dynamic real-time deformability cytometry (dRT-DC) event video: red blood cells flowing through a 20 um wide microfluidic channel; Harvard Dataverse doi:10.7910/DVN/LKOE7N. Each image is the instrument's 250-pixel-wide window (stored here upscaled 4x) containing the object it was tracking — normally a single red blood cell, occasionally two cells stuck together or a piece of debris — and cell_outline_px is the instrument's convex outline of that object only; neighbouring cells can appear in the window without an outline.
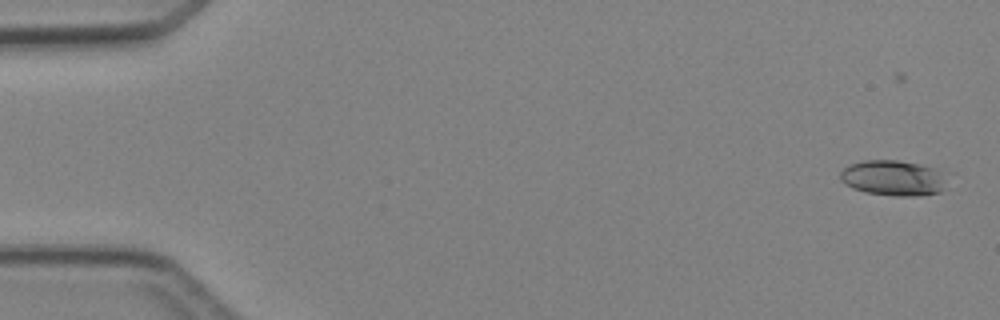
{"species": "Egyptian fruit bat (a non-hibernating species)", "species_latin": "Rousettus aegyptiacus", "temperature_condition": "cold", "stored_images_in_passage": 5, "camera_frame_rate_fps": 3000, "um_per_image_px": 0.085, "animal": {"sex": "female"}, "frame": {"image": 1, "passage_image": 1, "time_ms": 0.0, "image_size_px": [1000, 320], "cell_outline_px": [[944, 188], [940, 192], [920, 196], [896, 196], [864, 192], [852, 188], [844, 184], [840, 180], [840, 172], [848, 164], [864, 160], [896, 160], [920, 164], [932, 168], [940, 172]], "centroid_in_image_um": [75.83, 15.13], "position_along_channel_um": 9.2, "area_um2": 21.91}}